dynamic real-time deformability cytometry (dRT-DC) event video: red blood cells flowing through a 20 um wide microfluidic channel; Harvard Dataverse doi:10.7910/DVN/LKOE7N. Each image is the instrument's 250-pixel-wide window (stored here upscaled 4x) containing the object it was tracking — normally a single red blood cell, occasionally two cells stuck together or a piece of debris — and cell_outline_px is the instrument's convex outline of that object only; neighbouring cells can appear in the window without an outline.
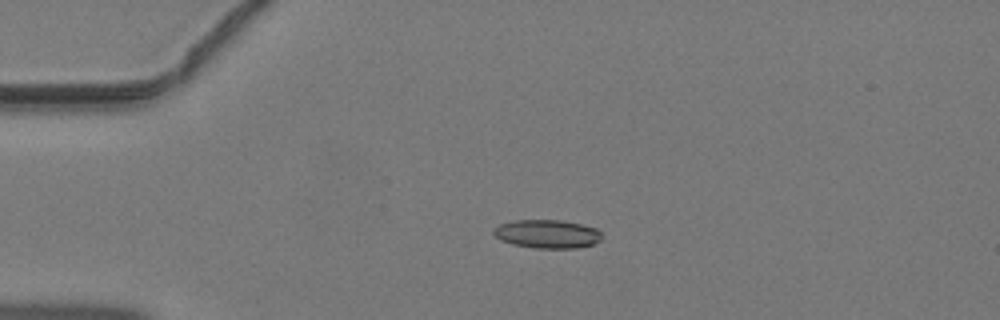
{"species": "common noctule bat (a hibernating species)", "species_latin": "Nyctalus noctula", "temperature_condition": "warm", "stored_images_in_passage": 46, "camera_frame_rate_fps": 3000, "um_per_image_px": 0.085, "animal": {"sex": "male", "body_mass_g": 19.2, "forearm_length_mm": 51.8}, "frame": {"image": 1, "passage_image": 12, "time_ms": 3.667, "image_size_px": [1000, 320], "cell_outline_px": [[600, 240], [592, 244], [576, 248], [536, 248], [512, 244], [500, 240], [492, 232], [492, 228], [500, 224], [512, 220], [560, 220], [580, 224], [596, 228], [600, 232]], "centroid_in_image_um": [46.46, 19.88], "position_along_channel_um": 38.5, "area_um2": 17.92}}
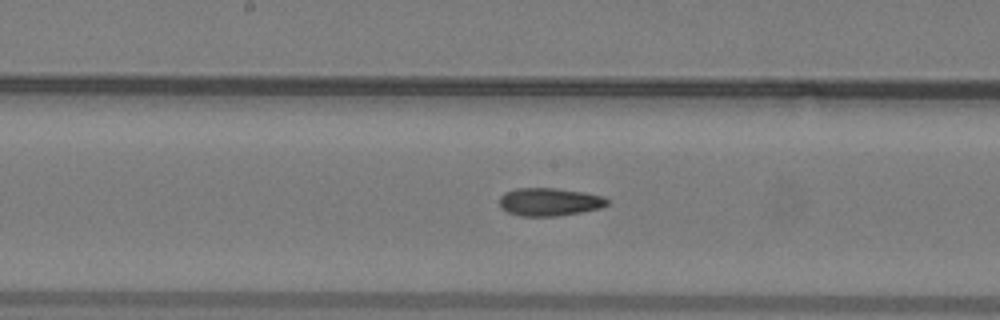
{"frame": {"image": 2, "passage_image": 25, "time_ms": 8.0, "image_size_px": [1000, 320], "cell_outline_px": [[608, 204], [600, 208], [580, 212], [556, 216], [520, 216], [508, 212], [500, 208], [500, 196], [504, 192], [516, 188], [556, 188], [584, 192], [604, 196], [608, 200]], "centroid_in_image_um": [46.68, 17.15], "position_along_channel_um": 201.5, "area_um2": 17.63}}
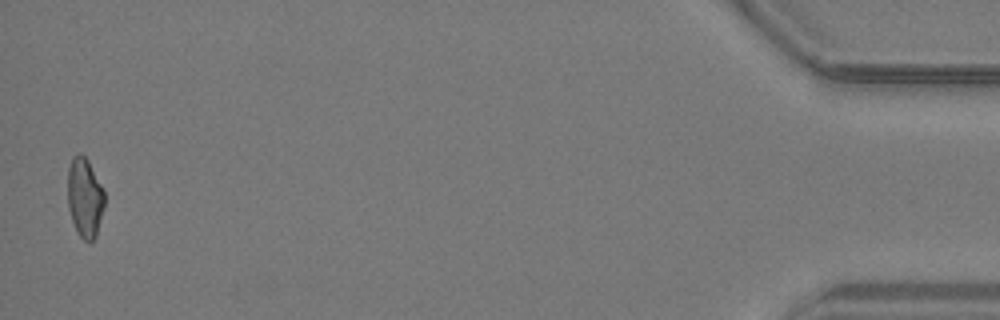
{"frame": {"image": 3, "passage_image": 46, "time_ms": 15.0, "image_size_px": [1000, 320], "cell_outline_px": [[104, 208], [96, 236], [92, 240], [84, 240], [76, 232], [68, 208], [68, 168], [72, 156], [80, 152], [88, 160], [104, 188]], "centroid_in_image_um": [7.21, 16.76], "position_along_channel_um": 428.0, "area_um2": 17.22}}